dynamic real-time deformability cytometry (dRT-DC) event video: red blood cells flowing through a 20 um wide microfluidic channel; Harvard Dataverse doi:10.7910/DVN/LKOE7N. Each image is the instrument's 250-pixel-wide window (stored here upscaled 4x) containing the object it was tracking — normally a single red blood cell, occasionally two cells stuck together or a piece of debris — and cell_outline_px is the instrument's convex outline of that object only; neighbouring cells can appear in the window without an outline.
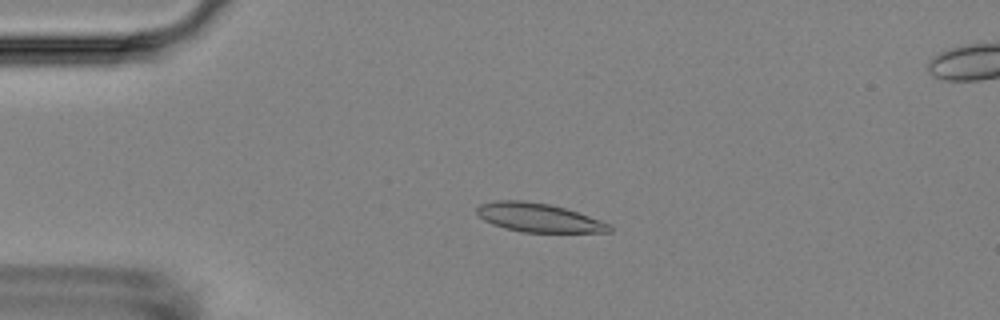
{"species": "Egyptian fruit bat (a non-hibernating species)", "species_latin": "Rousettus aegyptiacus", "temperature_condition": "room temperature", "stored_images_in_passage": 4, "camera_frame_rate_fps": 3000, "um_per_image_px": 0.085, "animal": {"sex": "female"}, "frame": {"image": 1, "passage_image": 3, "time_ms": 2.333, "image_size_px": [1000, 320], "cell_outline_px": [[612, 232], [520, 232], [504, 228], [492, 224], [484, 220], [476, 212], [476, 208], [480, 204], [496, 200], [524, 200], [548, 204], [564, 208], [612, 224]], "centroid_in_image_um": [45.76, 18.5], "position_along_channel_um": 39.2, "area_um2": 22.2}}